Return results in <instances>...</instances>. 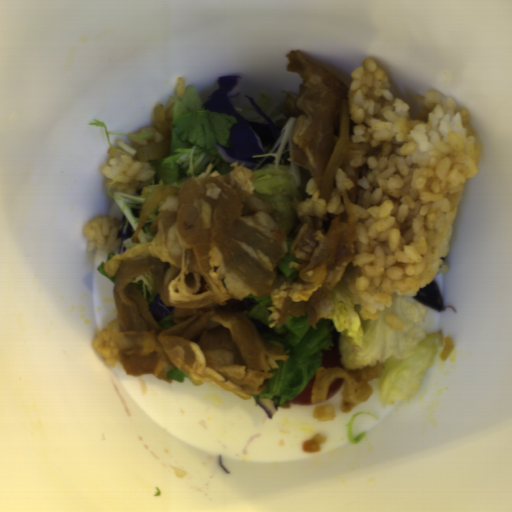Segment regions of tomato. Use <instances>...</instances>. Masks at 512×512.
<instances>
[{
	"label": "tomato",
	"mask_w": 512,
	"mask_h": 512,
	"mask_svg": "<svg viewBox=\"0 0 512 512\" xmlns=\"http://www.w3.org/2000/svg\"><path fill=\"white\" fill-rule=\"evenodd\" d=\"M321 367H339L342 369H346L341 363V352L338 344H333L330 349H322L321 351Z\"/></svg>",
	"instance_id": "obj_1"
},
{
	"label": "tomato",
	"mask_w": 512,
	"mask_h": 512,
	"mask_svg": "<svg viewBox=\"0 0 512 512\" xmlns=\"http://www.w3.org/2000/svg\"><path fill=\"white\" fill-rule=\"evenodd\" d=\"M316 379V374L313 375L310 380L307 382V384L304 386L303 390L291 401H289L291 404H295L298 406H309L313 405L311 403V396H312V385Z\"/></svg>",
	"instance_id": "obj_2"
},
{
	"label": "tomato",
	"mask_w": 512,
	"mask_h": 512,
	"mask_svg": "<svg viewBox=\"0 0 512 512\" xmlns=\"http://www.w3.org/2000/svg\"><path fill=\"white\" fill-rule=\"evenodd\" d=\"M345 382V378H333L330 386H329V389H328V393H327V397L326 399H330L331 397H333L335 394H337L343 383ZM325 399V400H326Z\"/></svg>",
	"instance_id": "obj_3"
}]
</instances>
